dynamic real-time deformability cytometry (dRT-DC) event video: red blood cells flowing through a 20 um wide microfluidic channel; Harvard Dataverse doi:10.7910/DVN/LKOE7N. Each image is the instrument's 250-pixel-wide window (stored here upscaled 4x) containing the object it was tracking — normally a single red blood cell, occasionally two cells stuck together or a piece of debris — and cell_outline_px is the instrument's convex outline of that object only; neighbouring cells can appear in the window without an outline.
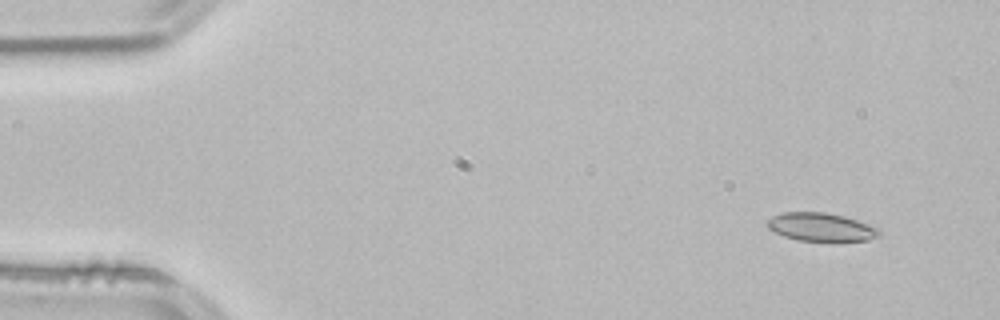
{"species": "common noctule bat (a hibernating species)", "species_latin": "Nyctalus noctula", "temperature_condition": "room temperature", "stored_images_in_passage": 50, "camera_frame_rate_fps": 3000, "um_per_image_px": 0.085, "animal": {"sex": "male", "body_mass_g": 21.5, "forearm_length_mm": 52.0}, "frame": {"image": 1, "passage_image": 1, "time_ms": 0.0, "image_size_px": [1000, 320], "cell_outline_px": [[880, 236], [868, 240], [836, 244], [832, 244], [796, 240], [784, 236], [768, 228], [764, 224], [764, 220], [772, 216], [784, 212], [824, 212], [844, 216], [880, 228]], "centroid_in_image_um": [69.8, 19.35], "position_along_channel_um": 15.2, "area_um2": 19.48}}
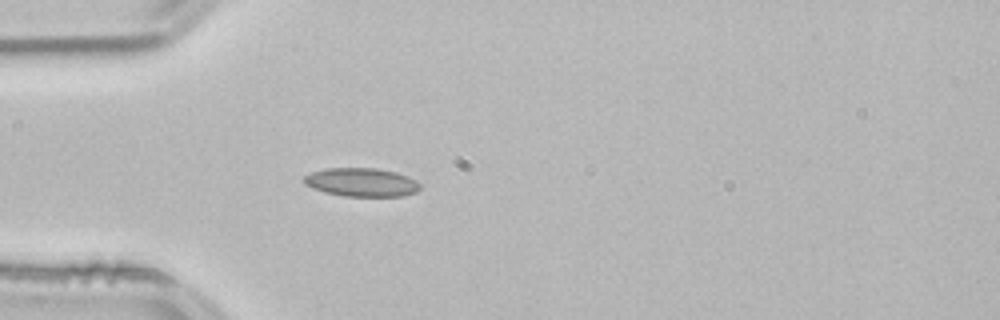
{"frame": {"image": 2, "passage_image": 12, "time_ms": 3.667, "image_size_px": [1000, 320], "cell_outline_px": [[420, 188], [416, 192], [404, 196], [344, 196], [324, 192], [312, 188], [304, 184], [304, 176], [312, 172], [324, 168], [376, 168], [396, 172], [408, 176], [416, 180], [420, 184]], "centroid_in_image_um": [30.73, 15.49], "position_along_channel_um": 54.3, "area_um2": 19.42}}
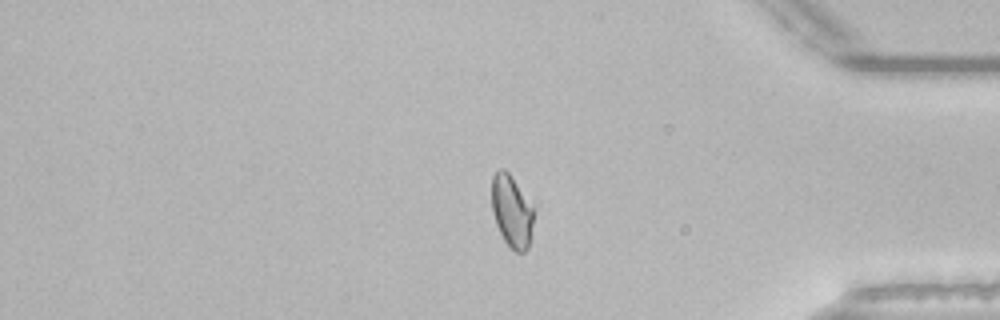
{"frame": {"image": 3, "passage_image": 41, "time_ms": 13.333, "image_size_px": [1000, 320], "cell_outline_px": [[532, 224], [528, 248], [524, 252], [516, 252], [504, 240], [496, 224], [492, 212], [492, 176], [500, 168], [504, 168], [508, 172], [532, 208]], "centroid_in_image_um": [43.45, 17.96], "position_along_channel_um": 391.7, "area_um2": 16.99}, "authors_computed_cell_mechanics": {"area_um2": 17.9469, "velocity_mm_per_s": 3.8199, "shape_relaxation_time_tau1_ms": null, "shape_relaxation_time_tau2_ms": 1.9513, "deformation_change_tau1": null, "deformation_change_tau2": 0.0553}}